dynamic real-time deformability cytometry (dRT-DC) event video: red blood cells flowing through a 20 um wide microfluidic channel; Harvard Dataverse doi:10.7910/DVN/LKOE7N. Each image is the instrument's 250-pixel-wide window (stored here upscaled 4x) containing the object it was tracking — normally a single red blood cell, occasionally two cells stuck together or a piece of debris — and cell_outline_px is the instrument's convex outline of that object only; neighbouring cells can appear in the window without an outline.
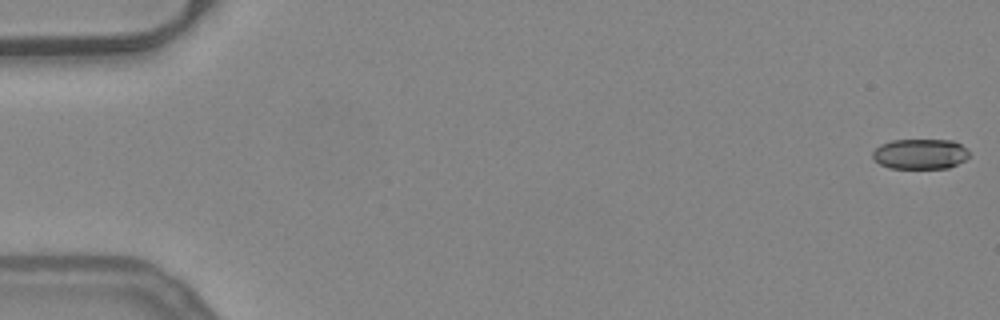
{"species": "common noctule bat (a hibernating species)", "species_latin": "Nyctalus noctula", "temperature_condition": "warm", "stored_images_in_passage": 32, "camera_frame_rate_fps": 3000, "um_per_image_px": 0.085, "animal": {"sex": "female", "body_mass_g": 24.6, "forearm_length_mm": 56.2}, "frame": {"image": 1, "passage_image": 1, "time_ms": 0.0, "image_size_px": [1000, 320], "cell_outline_px": [[968, 156], [964, 160], [948, 168], [888, 168], [880, 164], [872, 156], [872, 152], [880, 144], [892, 140], [952, 140], [960, 144], [968, 152]], "centroid_in_image_um": [78.18, 13.08], "position_along_channel_um": 6.8, "area_um2": 16.88}}
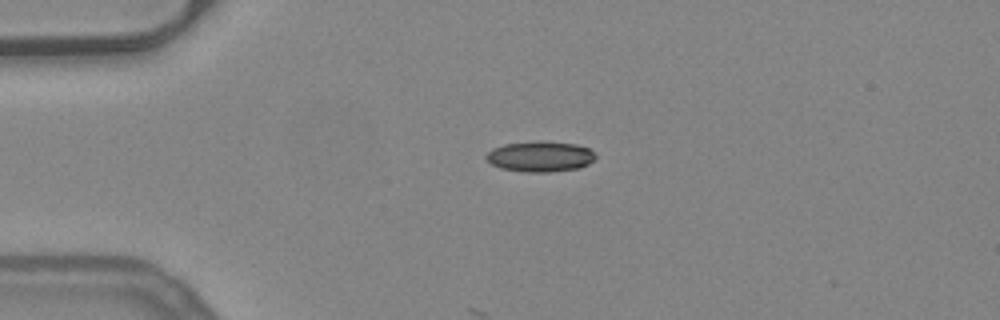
{"frame": {"image": 2, "passage_image": 13, "time_ms": 4.0, "image_size_px": [1000, 320], "cell_outline_px": [[596, 156], [588, 164], [580, 168], [548, 172], [524, 172], [500, 168], [492, 164], [484, 156], [492, 148], [504, 144], [540, 140], [576, 144], [588, 148], [596, 152]], "centroid_in_image_um": [45.92, 13.29], "position_along_channel_um": 39.1, "area_um2": 19.65}}
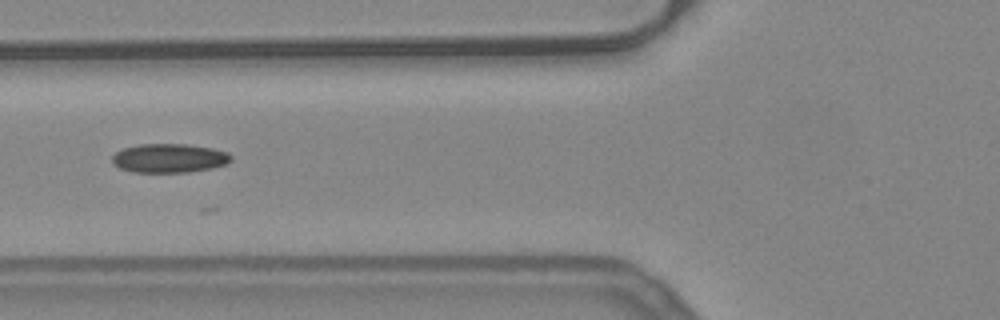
{"frame": {"image": 3, "passage_image": 21, "time_ms": 6.667, "image_size_px": [1000, 320], "cell_outline_px": [[232, 160], [228, 164], [212, 168], [188, 172], [132, 172], [120, 168], [112, 160], [112, 156], [116, 152], [124, 148], [140, 144], [188, 144], [212, 148], [228, 152], [232, 156]], "centroid_in_image_um": [14.43, 13.44], "position_along_channel_um": 111.4, "area_um2": 20.11}}